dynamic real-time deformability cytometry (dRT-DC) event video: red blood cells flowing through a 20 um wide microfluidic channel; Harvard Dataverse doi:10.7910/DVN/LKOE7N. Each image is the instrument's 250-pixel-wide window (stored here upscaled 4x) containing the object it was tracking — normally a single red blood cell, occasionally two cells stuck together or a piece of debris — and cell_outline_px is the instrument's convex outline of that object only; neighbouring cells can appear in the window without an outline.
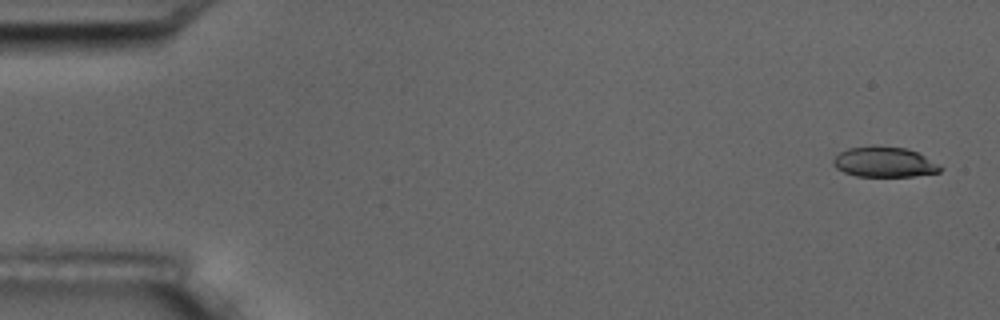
{"species": "common noctule bat (a hibernating species)", "species_latin": "Nyctalus noctula", "temperature_condition": "room temperature", "stored_images_in_passage": 4, "segment_of_instrument_passage": [2, 2], "camera_frame_rate_fps": 3000, "um_per_image_px": 0.085, "animal": {"sex": "male", "body_mass_g": 17.5, "forearm_length_mm": 52.3}, "frame": {"image": 1, "passage_image": 4, "time_ms": 4.0, "image_size_px": [1000, 320], "cell_outline_px": [[944, 168], [940, 172], [912, 176], [856, 176], [844, 172], [836, 168], [832, 164], [832, 160], [840, 152], [848, 148], [872, 144], [908, 148], [924, 156]], "centroid_in_image_um": [75.13, 13.75], "position_along_channel_um": 9.9, "area_um2": 19.07}}